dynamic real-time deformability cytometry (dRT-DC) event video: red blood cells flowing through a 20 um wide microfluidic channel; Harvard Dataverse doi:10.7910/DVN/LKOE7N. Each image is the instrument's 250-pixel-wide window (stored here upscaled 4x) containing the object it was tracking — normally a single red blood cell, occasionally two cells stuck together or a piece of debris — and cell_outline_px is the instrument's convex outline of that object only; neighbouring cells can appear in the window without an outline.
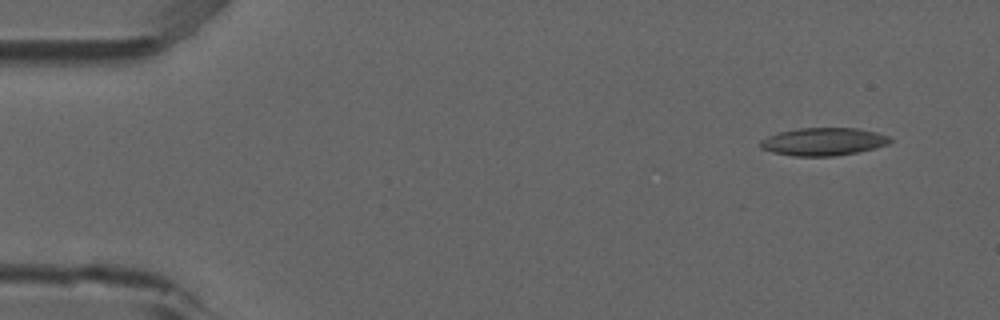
{"species": "common noctule bat (a hibernating species)", "species_latin": "Nyctalus noctula", "temperature_condition": "room temperature", "stored_images_in_passage": 5, "camera_frame_rate_fps": 3000, "um_per_image_px": 0.085, "animal": {"sex": "male", "forearm_length_mm": 52.5}, "frame": {"image": 1, "passage_image": 5, "time_ms": 1.333, "image_size_px": [1000, 320], "cell_outline_px": [[892, 140], [888, 144], [856, 152], [832, 156], [792, 156], [772, 152], [760, 148], [760, 140], [768, 136], [780, 132], [800, 128], [856, 128], [876, 132], [888, 136]], "centroid_in_image_um": [69.95, 12.04], "position_along_channel_um": 15.1, "area_um2": 20.81}}